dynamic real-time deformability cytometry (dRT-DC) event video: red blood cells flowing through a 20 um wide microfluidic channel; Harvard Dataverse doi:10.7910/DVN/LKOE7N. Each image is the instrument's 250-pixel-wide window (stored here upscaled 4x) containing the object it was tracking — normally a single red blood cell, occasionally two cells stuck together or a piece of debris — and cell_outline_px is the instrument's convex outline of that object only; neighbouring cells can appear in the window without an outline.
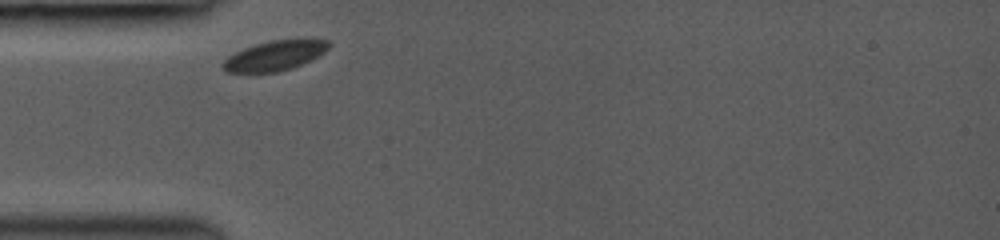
{"species": "common noctule bat (a hibernating species)", "species_latin": "Nyctalus noctula", "temperature_condition": "room temperature", "stored_images_in_passage": 2, "camera_frame_rate_fps": 3000, "um_per_image_px": 0.085, "animal": {"sex": "female", "body_mass_g": 19.0, "forearm_length_mm": 53.3}, "frame": {"image": 1, "passage_image": 1, "time_ms": 0.0, "image_size_px": [1000, 240], "cell_outline_px": [[332, 44], [324, 52], [292, 68], [276, 72], [228, 72], [220, 68], [220, 64], [228, 56], [244, 48], [256, 44], [272, 40], [296, 36], [328, 40]], "centroid_in_image_um": [23.38, 4.68], "position_along_channel_um": 61.6, "area_um2": 18.84}}